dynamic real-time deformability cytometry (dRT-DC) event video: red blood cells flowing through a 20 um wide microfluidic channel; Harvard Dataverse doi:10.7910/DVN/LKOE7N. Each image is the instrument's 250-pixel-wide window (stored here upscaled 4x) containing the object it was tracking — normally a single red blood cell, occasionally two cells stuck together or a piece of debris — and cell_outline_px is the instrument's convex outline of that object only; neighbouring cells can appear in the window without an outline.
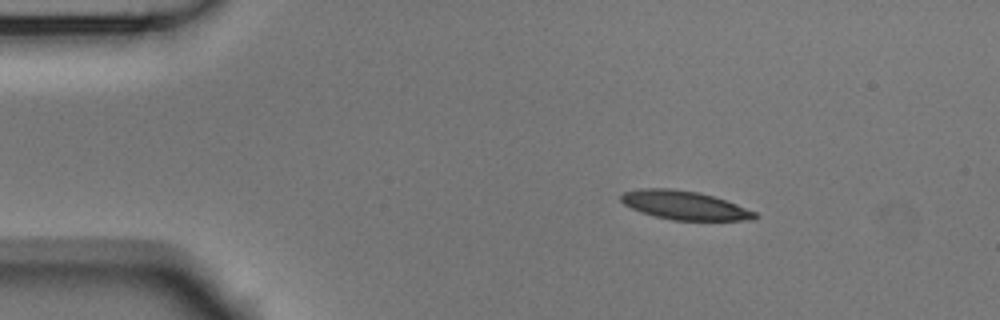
{"species": "Egyptian fruit bat (a non-hibernating species)", "species_latin": "Rousettus aegyptiacus", "temperature_condition": "room temperature", "stored_images_in_passage": 9, "camera_frame_rate_fps": 3000, "um_per_image_px": 0.085, "animal": {"sex": "male"}, "frame": {"image": 1, "passage_image": 1, "time_ms": 0.0, "image_size_px": [1000, 320], "cell_outline_px": [[760, 216], [756, 220], [672, 220], [640, 212], [624, 204], [620, 200], [620, 196], [624, 192], [640, 188], [668, 188], [696, 192], [712, 196], [736, 204], [756, 212]], "centroid_in_image_um": [58.18, 17.45], "position_along_channel_um": 26.8, "area_um2": 22.25}}